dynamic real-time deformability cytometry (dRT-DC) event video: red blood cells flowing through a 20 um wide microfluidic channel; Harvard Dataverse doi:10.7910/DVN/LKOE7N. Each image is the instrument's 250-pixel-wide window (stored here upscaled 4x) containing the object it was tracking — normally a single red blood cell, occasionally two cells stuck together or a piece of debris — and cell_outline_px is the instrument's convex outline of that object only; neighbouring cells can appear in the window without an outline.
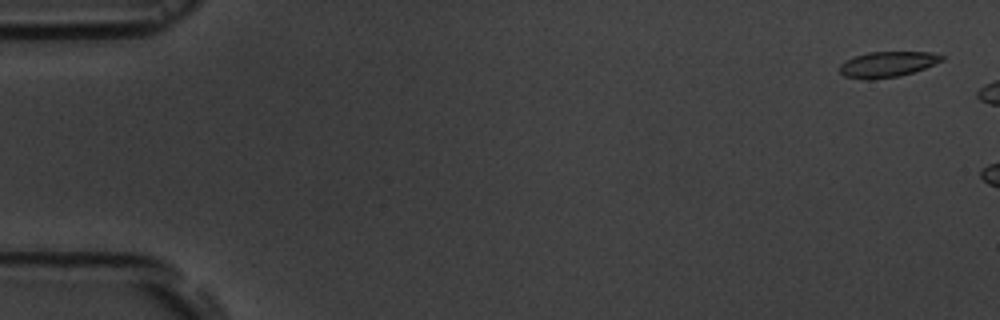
{"species": "common noctule bat (a hibernating species)", "species_latin": "Nyctalus noctula", "temperature_condition": "room temperature", "stored_images_in_passage": 3, "camera_frame_rate_fps": 3000, "um_per_image_px": 0.085, "animal": {"sex": "male", "body_mass_g": 19.5, "forearm_length_mm": 54.6}, "frame": {"image": 1, "passage_image": 1, "time_ms": 0.0, "image_size_px": [1000, 320], "cell_outline_px": [[944, 60], [924, 68], [900, 76], [872, 80], [864, 80], [844, 76], [840, 72], [840, 64], [856, 56], [868, 52], [932, 52], [944, 56]], "centroid_in_image_um": [75.43, 5.47], "position_along_channel_um": 9.6, "area_um2": 15.2}}